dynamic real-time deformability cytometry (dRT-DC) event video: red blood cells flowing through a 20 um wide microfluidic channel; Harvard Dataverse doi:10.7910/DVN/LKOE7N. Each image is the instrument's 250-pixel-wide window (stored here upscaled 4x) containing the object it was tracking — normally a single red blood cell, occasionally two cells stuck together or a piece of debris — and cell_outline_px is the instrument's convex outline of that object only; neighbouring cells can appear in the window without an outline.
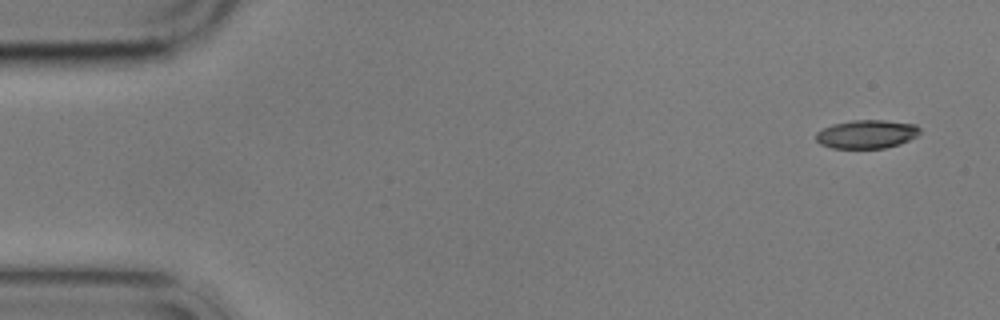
{"species": "common noctule bat (a hibernating species)", "species_latin": "Nyctalus noctula", "temperature_condition": "cold", "stored_images_in_passage": 6, "camera_frame_rate_fps": 3000, "um_per_image_px": 0.085, "animal": {"sex": "male", "body_mass_g": 17.9}, "frame": {"image": 1, "passage_image": 1, "time_ms": 0.0, "image_size_px": [1000, 320], "cell_outline_px": [[920, 132], [916, 136], [900, 144], [884, 148], [832, 148], [820, 144], [816, 140], [816, 132], [832, 124], [852, 120], [884, 120], [916, 124], [920, 128]], "centroid_in_image_um": [73.66, 11.4], "position_along_channel_um": 11.3, "area_um2": 17.28}}
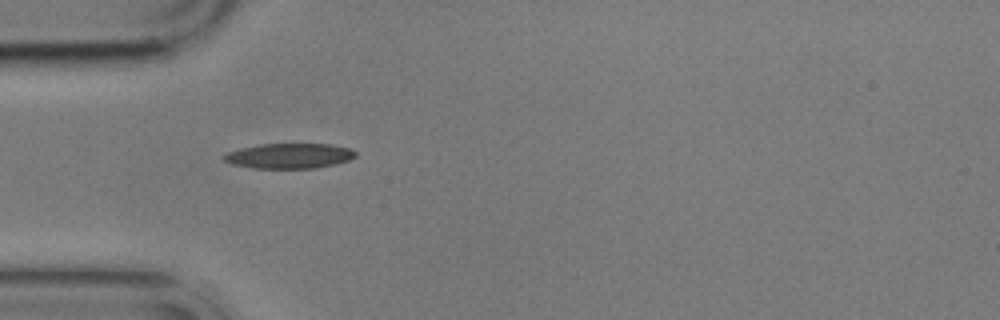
{"frame": {"image": 2, "passage_image": 5, "time_ms": 4.667, "image_size_px": [1000, 320], "cell_outline_px": [[356, 156], [348, 160], [336, 164], [316, 168], [252, 168], [232, 164], [224, 160], [220, 156], [228, 152], [240, 148], [260, 144], [332, 144], [352, 148], [356, 152]], "centroid_in_image_um": [24.6, 13.24], "position_along_channel_um": 60.4, "area_um2": 19.42}}
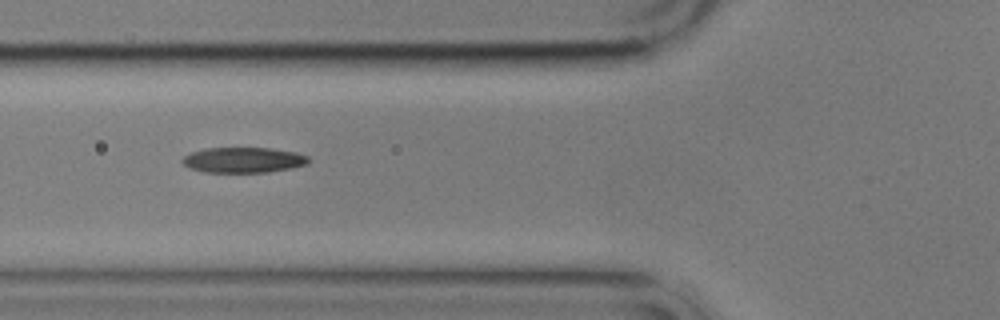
{"frame": {"image": 3, "passage_image": 6, "time_ms": 6.0, "image_size_px": [1000, 320], "cell_outline_px": [[308, 164], [292, 168], [268, 172], [204, 172], [188, 168], [180, 160], [184, 156], [192, 152], [204, 148], [268, 148], [296, 152], [308, 156]], "centroid_in_image_um": [20.67, 13.6], "position_along_channel_um": 105.1, "area_um2": 18.73}}